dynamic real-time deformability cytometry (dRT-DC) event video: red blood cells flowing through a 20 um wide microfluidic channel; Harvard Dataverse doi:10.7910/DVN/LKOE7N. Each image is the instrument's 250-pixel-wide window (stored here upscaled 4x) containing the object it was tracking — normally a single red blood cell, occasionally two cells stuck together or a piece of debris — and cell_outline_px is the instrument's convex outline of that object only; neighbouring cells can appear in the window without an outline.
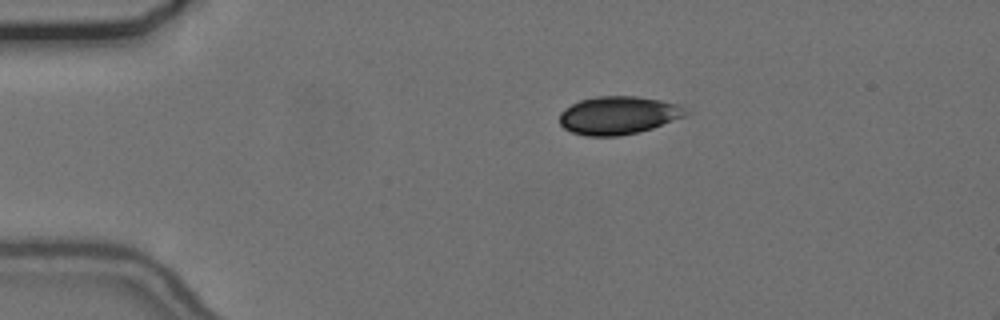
{"species": "common noctule bat (a hibernating species)", "species_latin": "Nyctalus noctula", "temperature_condition": "cold", "stored_images_in_passage": 7, "camera_frame_rate_fps": 3000, "um_per_image_px": 0.085, "animal": {"sex": "female", "body_mass_g": 24.6, "forearm_length_mm": 56.2}, "frame": {"image": 1, "passage_image": 1, "time_ms": 0.0, "image_size_px": [1000, 320], "cell_outline_px": [[688, 112], [684, 116], [652, 128], [640, 132], [620, 136], [584, 136], [572, 132], [564, 128], [560, 124], [560, 112], [564, 108], [580, 100], [596, 96], [636, 96], [660, 100], [680, 104]], "centroid_in_image_um": [52.53, 9.8], "position_along_channel_um": 32.5, "area_um2": 28.03}}